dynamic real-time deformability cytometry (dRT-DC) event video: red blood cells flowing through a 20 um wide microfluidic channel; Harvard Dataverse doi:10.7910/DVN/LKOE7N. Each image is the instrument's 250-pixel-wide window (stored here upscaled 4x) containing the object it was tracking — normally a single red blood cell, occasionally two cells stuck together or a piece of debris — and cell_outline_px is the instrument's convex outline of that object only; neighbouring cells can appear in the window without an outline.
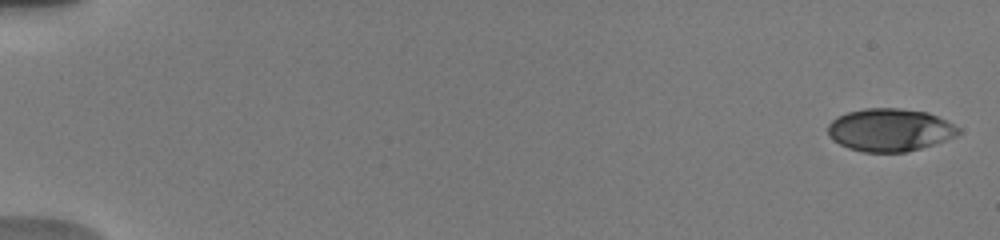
{"species": "human", "species_latin": "Homo sapiens", "temperature_condition": "warm", "stored_images_in_passage": 18, "camera_frame_rate_fps": 3000, "um_per_image_px": 0.085, "donor": {"sex": "male"}, "frame": {"image": 1, "passage_image": 1, "time_ms": 0.0, "image_size_px": [1000, 240], "cell_outline_px": [[960, 132], [956, 136], [920, 148], [904, 152], [864, 152], [848, 148], [832, 140], [828, 136], [828, 124], [836, 116], [848, 112], [864, 108], [900, 108], [928, 112], [960, 128]], "centroid_in_image_um": [75.59, 11.04], "position_along_channel_um": 9.4, "area_um2": 32.43}}
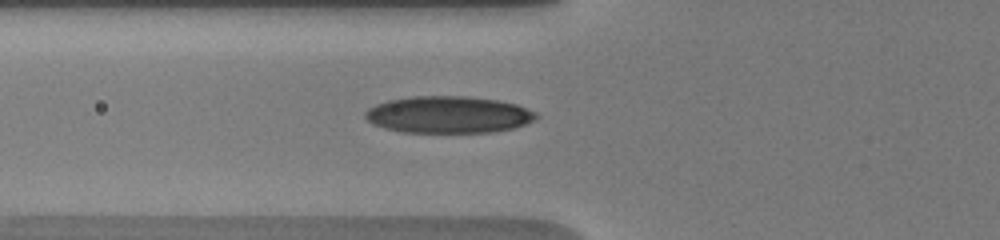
{"frame": {"image": 2, "passage_image": 12, "time_ms": 6.667, "image_size_px": [1000, 240], "cell_outline_px": [[540, 116], [524, 124], [512, 128], [492, 132], [404, 132], [384, 128], [372, 124], [364, 116], [364, 112], [368, 108], [376, 104], [388, 100], [412, 96], [464, 96], [496, 100], [516, 104], [536, 112]], "centroid_in_image_um": [38.08, 9.74], "position_along_channel_um": 87.7, "area_um2": 36.65}}
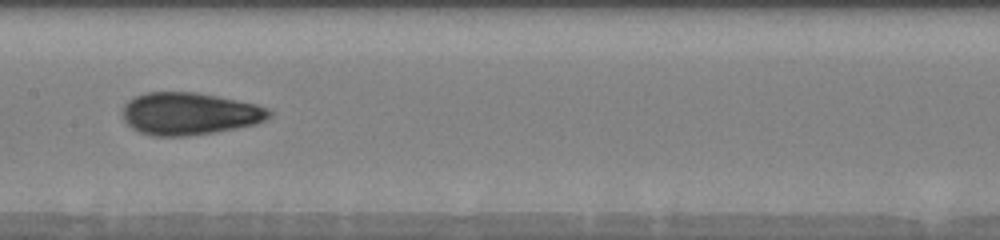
{"frame": {"image": 3, "passage_image": 17, "time_ms": 9.333, "image_size_px": [1000, 240], "cell_outline_px": [[272, 116], [256, 124], [236, 128], [212, 132], [184, 136], [152, 136], [140, 132], [132, 128], [124, 120], [124, 104], [128, 100], [136, 96], [148, 92], [196, 92], [256, 104], [268, 108], [272, 112]], "centroid_in_image_um": [16.11, 9.66], "position_along_channel_um": 191.3, "area_um2": 35.95}}